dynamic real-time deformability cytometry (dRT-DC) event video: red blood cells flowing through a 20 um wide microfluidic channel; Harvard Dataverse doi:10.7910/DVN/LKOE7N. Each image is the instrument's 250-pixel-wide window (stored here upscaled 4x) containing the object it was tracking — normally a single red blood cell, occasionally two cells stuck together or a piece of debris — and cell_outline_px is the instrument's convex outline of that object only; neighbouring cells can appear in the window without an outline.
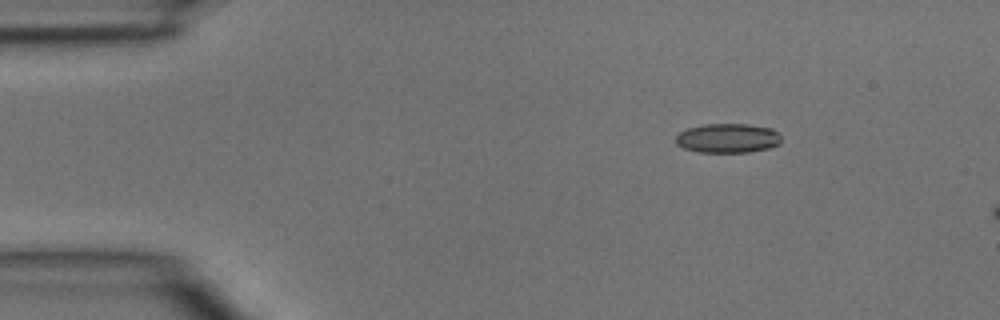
{"species": "common noctule bat (a hibernating species)", "species_latin": "Nyctalus noctula", "temperature_condition": "room temperature", "stored_images_in_passage": 2, "camera_frame_rate_fps": 3000, "um_per_image_px": 0.085, "animal": {"sex": "male", "body_mass_g": 15.6}, "frame": {"image": 1, "passage_image": 1, "time_ms": 0.0, "image_size_px": [1000, 320], "cell_outline_px": [[780, 144], [772, 148], [748, 152], [700, 152], [684, 148], [676, 144], [676, 136], [680, 132], [688, 128], [704, 124], [748, 124], [772, 128], [780, 136]], "centroid_in_image_um": [61.88, 11.75], "position_along_channel_um": 23.1, "area_um2": 18.09}}